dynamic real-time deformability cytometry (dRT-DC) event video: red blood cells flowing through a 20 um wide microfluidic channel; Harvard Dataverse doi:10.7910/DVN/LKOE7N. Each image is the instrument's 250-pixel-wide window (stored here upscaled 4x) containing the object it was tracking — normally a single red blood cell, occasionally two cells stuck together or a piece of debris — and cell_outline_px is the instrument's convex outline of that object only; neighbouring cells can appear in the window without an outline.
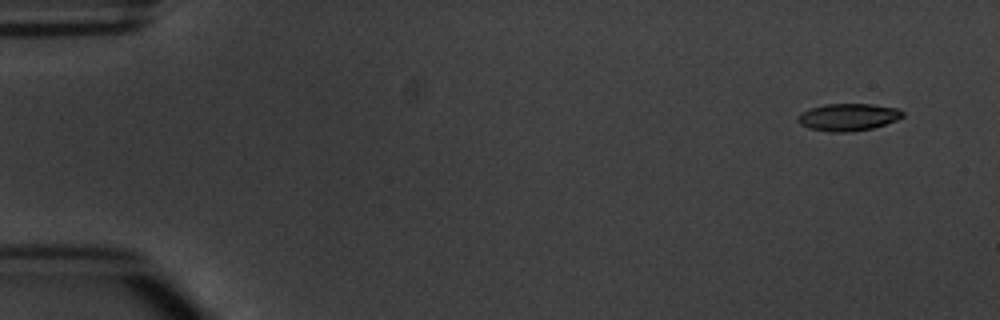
{"species": "common noctule bat (a hibernating species)", "species_latin": "Nyctalus noctula", "temperature_condition": "warm", "stored_images_in_passage": 5, "camera_frame_rate_fps": 3000, "um_per_image_px": 0.085, "animal": {"sex": "male", "body_mass_g": 20.1, "forearm_length_mm": 53.5}, "frame": {"image": 1, "passage_image": 1, "time_ms": 0.0, "image_size_px": [1000, 320], "cell_outline_px": [[904, 116], [896, 120], [872, 128], [852, 132], [828, 132], [808, 128], [800, 124], [796, 120], [796, 116], [800, 112], [808, 108], [824, 104], [872, 104], [900, 108], [904, 112]], "centroid_in_image_um": [72.05, 9.95], "position_along_channel_um": 12.9, "area_um2": 16.99}}
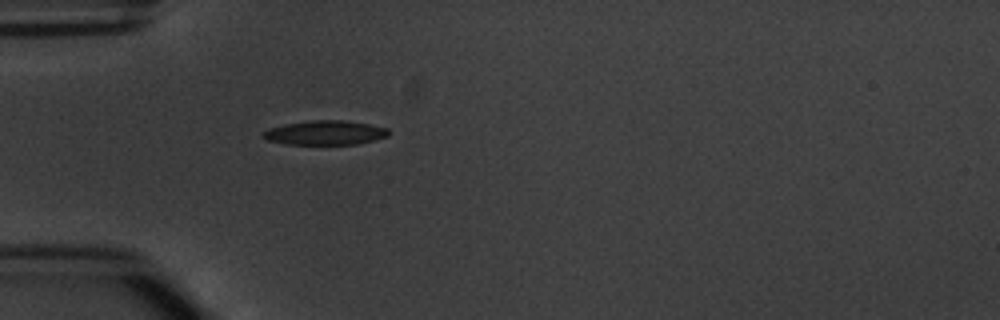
{"frame": {"image": 2, "passage_image": 5, "time_ms": 4.333, "image_size_px": [1000, 320], "cell_outline_px": [[388, 136], [376, 140], [356, 144], [288, 144], [268, 140], [260, 136], [260, 132], [268, 128], [288, 124], [312, 120], [344, 120], [368, 124], [388, 128]], "centroid_in_image_um": [27.62, 11.28], "position_along_channel_um": 57.4, "area_um2": 17.74}}